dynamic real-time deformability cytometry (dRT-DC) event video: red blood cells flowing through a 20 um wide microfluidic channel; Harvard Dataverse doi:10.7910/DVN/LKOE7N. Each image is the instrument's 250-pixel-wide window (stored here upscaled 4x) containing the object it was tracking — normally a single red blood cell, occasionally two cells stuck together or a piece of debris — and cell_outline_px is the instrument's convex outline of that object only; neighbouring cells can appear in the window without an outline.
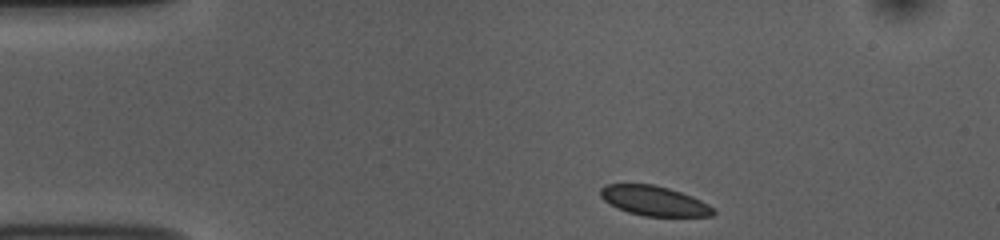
{"species": "common noctule bat (a hibernating species)", "species_latin": "Nyctalus noctula", "temperature_condition": "room temperature", "stored_images_in_passage": 45, "camera_frame_rate_fps": 3000, "um_per_image_px": 0.085, "animal": {"sex": "female", "body_mass_g": 10.0, "forearm_length_mm": 53.1}, "frame": {"image": 1, "passage_image": 1, "time_ms": 0.0, "image_size_px": [1000, 240], "cell_outline_px": [[716, 212], [712, 216], [644, 216], [628, 212], [604, 200], [600, 196], [600, 188], [608, 184], [652, 184], [668, 188], [692, 196], [716, 208]], "centroid_in_image_um": [55.64, 17.07], "position_along_channel_um": 29.4, "area_um2": 19.42}}
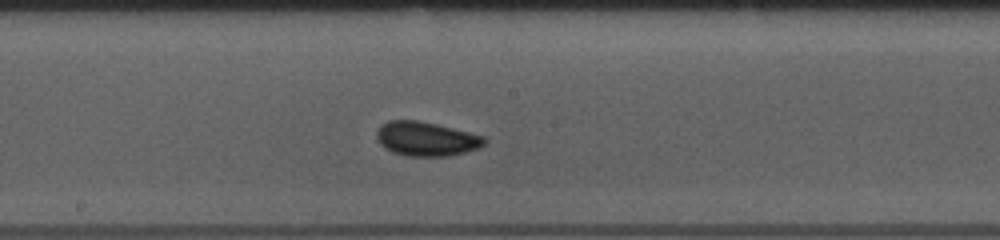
{"frame": {"image": 2, "passage_image": 20, "time_ms": 6.333, "image_size_px": [1000, 240], "cell_outline_px": [[488, 140], [484, 144], [476, 148], [464, 152], [448, 156], [408, 156], [392, 152], [384, 148], [380, 144], [376, 136], [376, 132], [388, 120], [416, 120], [436, 124], [484, 136]], "centroid_in_image_um": [36.21, 11.81], "position_along_channel_um": 212.0, "area_um2": 21.27}}
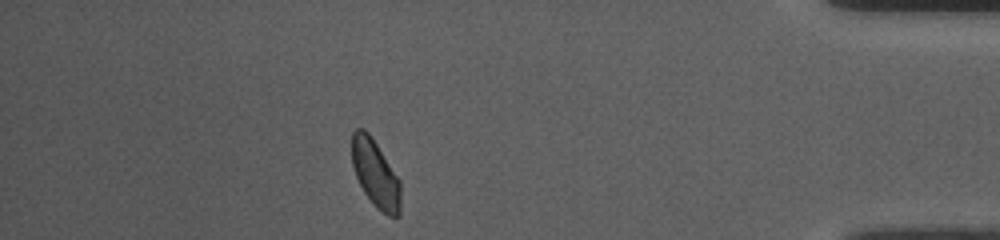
{"frame": {"image": 3, "passage_image": 39, "time_ms": 12.667, "image_size_px": [1000, 240], "cell_outline_px": [[400, 216], [388, 216], [376, 208], [372, 204], [364, 192], [356, 176], [352, 164], [352, 132], [356, 128], [364, 128], [368, 132], [400, 180]], "centroid_in_image_um": [31.91, 14.78], "position_along_channel_um": 403.3, "area_um2": 19.07}, "authors_computed_cell_mechanics": {"area_um2": 19.9988, "velocity_mm_per_s": 3.712, "shape_relaxation_time_tau1_ms": 2.8396, "shape_relaxation_time_tau2_ms": 1.2594, "deformation_change_tau1": 0.0844, "deformation_change_tau2": 0.0532}}